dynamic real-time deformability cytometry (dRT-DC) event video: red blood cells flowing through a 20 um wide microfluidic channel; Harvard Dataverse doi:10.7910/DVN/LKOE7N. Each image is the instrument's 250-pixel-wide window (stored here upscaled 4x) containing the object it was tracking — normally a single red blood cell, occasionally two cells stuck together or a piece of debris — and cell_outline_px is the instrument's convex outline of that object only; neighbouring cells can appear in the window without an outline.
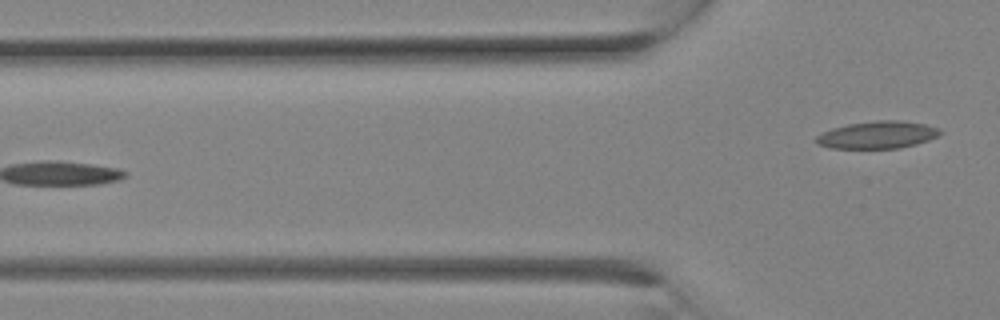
{"species": "Egyptian fruit bat (a non-hibernating species)", "species_latin": "Rousettus aegyptiacus", "temperature_condition": "room temperature", "stored_images_in_passage": 11, "segment_of_instrument_passage": [2, 2], "camera_frame_rate_fps": 3000, "um_per_image_px": 0.085, "animal": {"sex": "female"}, "frame": {"image": 1, "passage_image": 11, "time_ms": 3.333, "image_size_px": [1000, 320], "cell_outline_px": [[944, 132], [940, 136], [916, 144], [900, 148], [832, 148], [816, 144], [812, 140], [816, 136], [832, 128], [848, 124], [876, 120], [900, 120], [924, 124], [940, 128]], "centroid_in_image_um": [74.6, 11.46], "position_along_channel_um": 51.2, "area_um2": 19.94}}